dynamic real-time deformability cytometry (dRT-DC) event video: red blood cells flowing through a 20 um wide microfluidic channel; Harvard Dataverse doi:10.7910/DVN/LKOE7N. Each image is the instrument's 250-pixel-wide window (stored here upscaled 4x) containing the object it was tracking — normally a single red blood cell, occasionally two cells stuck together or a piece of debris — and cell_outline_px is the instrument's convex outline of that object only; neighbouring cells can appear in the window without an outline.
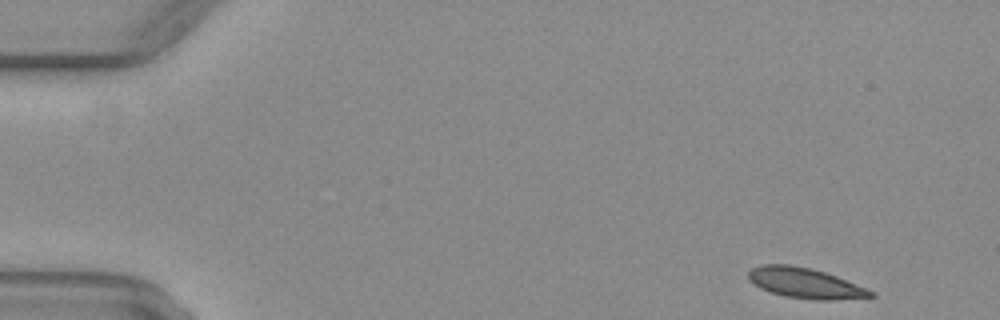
{"species": "common noctule bat (a hibernating species)", "species_latin": "Nyctalus noctula", "temperature_condition": "warm", "stored_images_in_passage": 46, "camera_frame_rate_fps": 3000, "um_per_image_px": 0.085, "animal": {"sex": "female", "body_mass_g": 29.2, "forearm_length_mm": 56.3}, "frame": {"image": 1, "passage_image": 1, "time_ms": 0.0, "image_size_px": [1000, 320], "cell_outline_px": [[876, 296], [832, 300], [816, 300], [784, 296], [768, 292], [760, 288], [748, 280], [748, 272], [752, 268], [760, 264], [788, 264], [812, 268], [836, 276], [868, 288], [876, 292]], "centroid_in_image_um": [68.43, 24.06], "position_along_channel_um": 16.6, "area_um2": 21.85}}
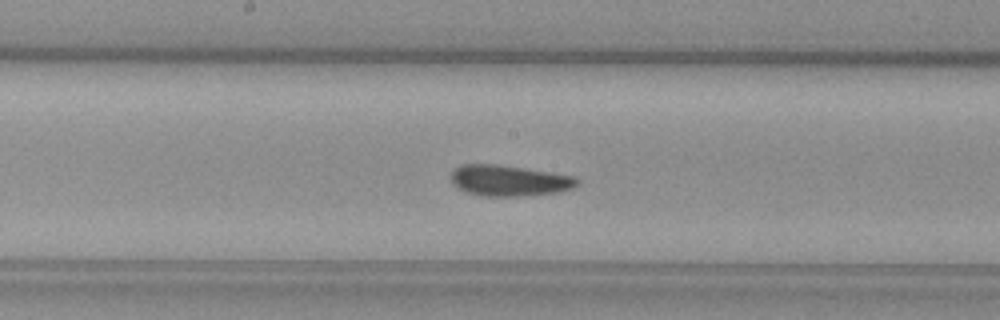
{"frame": {"image": 2, "passage_image": 24, "time_ms": 7.667, "image_size_px": [1000, 320], "cell_outline_px": [[580, 184], [572, 188], [556, 192], [520, 196], [480, 196], [464, 192], [452, 184], [448, 176], [460, 164], [496, 164], [576, 176], [580, 180]], "centroid_in_image_um": [43.23, 15.35], "position_along_channel_um": 205.0, "area_um2": 22.95}}
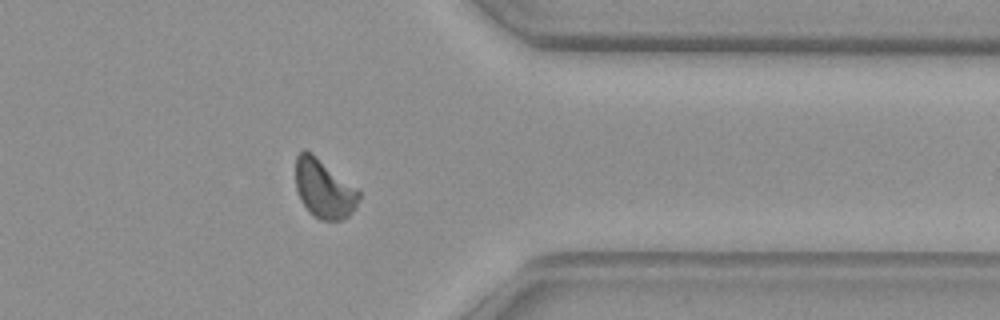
{"frame": {"image": 3, "passage_image": 38, "time_ms": 12.333, "image_size_px": [1000, 320], "cell_outline_px": [[360, 196], [356, 208], [348, 216], [340, 220], [320, 220], [312, 216], [300, 200], [296, 188], [296, 156], [304, 148], [312, 152], [356, 188], [360, 192]], "centroid_in_image_um": [27.52, 16.05], "position_along_channel_um": 383.9, "area_um2": 21.73}, "authors_computed_cell_mechanics": {"area_um2": 22.1663, "velocity_mm_per_s": 4.0573, "shape_relaxation_time_tau1_ms": 4.8959, "shape_relaxation_time_tau2_ms": 4.522, "deformation_change_tau1": 0.1088, "deformation_change_tau2": 0.0749}}